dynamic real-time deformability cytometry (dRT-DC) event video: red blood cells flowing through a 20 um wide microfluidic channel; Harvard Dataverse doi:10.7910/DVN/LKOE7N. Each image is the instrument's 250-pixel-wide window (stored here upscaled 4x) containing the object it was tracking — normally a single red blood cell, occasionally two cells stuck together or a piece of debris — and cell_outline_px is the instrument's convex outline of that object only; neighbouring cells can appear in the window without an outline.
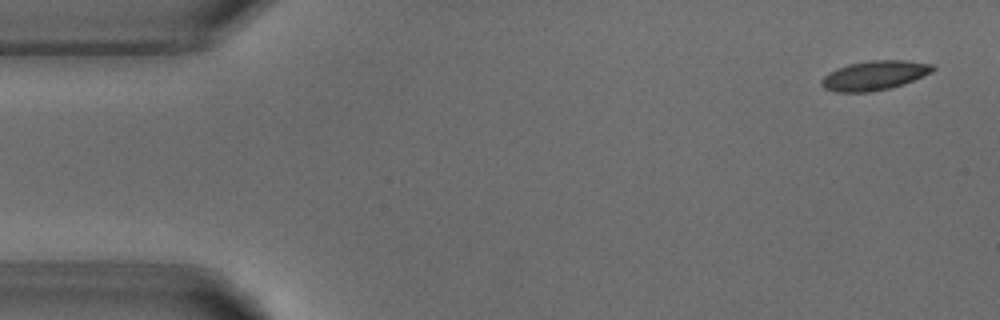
{"species": "common noctule bat (a hibernating species)", "species_latin": "Nyctalus noctula", "temperature_condition": "warm", "stored_images_in_passage": 5, "camera_frame_rate_fps": 3000, "um_per_image_px": 0.085, "animal": {"sex": "male", "body_mass_g": 18.8}, "frame": {"image": 1, "passage_image": 1, "time_ms": 0.0, "image_size_px": [1000, 320], "cell_outline_px": [[936, 68], [932, 72], [904, 84], [892, 88], [872, 92], [836, 92], [824, 88], [820, 84], [820, 80], [828, 72], [836, 68], [848, 64], [872, 60], [904, 60], [932, 64]], "centroid_in_image_um": [74.31, 6.42], "position_along_channel_um": 10.7, "area_um2": 19.25}}